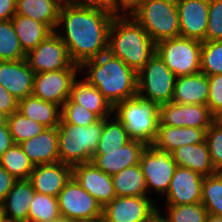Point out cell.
Wrapping results in <instances>:
<instances>
[{
  "mask_svg": "<svg viewBox=\"0 0 222 222\" xmlns=\"http://www.w3.org/2000/svg\"><path fill=\"white\" fill-rule=\"evenodd\" d=\"M156 207L148 196L116 197L103 207L101 222H144Z\"/></svg>",
  "mask_w": 222,
  "mask_h": 222,
  "instance_id": "5bb4252c",
  "label": "cell"
},
{
  "mask_svg": "<svg viewBox=\"0 0 222 222\" xmlns=\"http://www.w3.org/2000/svg\"><path fill=\"white\" fill-rule=\"evenodd\" d=\"M159 119L158 125L193 127L206 131L215 117L207 105L168 102L160 105Z\"/></svg>",
  "mask_w": 222,
  "mask_h": 222,
  "instance_id": "4fadbf2b",
  "label": "cell"
},
{
  "mask_svg": "<svg viewBox=\"0 0 222 222\" xmlns=\"http://www.w3.org/2000/svg\"><path fill=\"white\" fill-rule=\"evenodd\" d=\"M79 72L80 69H63L34 74L32 95L62 107Z\"/></svg>",
  "mask_w": 222,
  "mask_h": 222,
  "instance_id": "7c38bea8",
  "label": "cell"
},
{
  "mask_svg": "<svg viewBox=\"0 0 222 222\" xmlns=\"http://www.w3.org/2000/svg\"><path fill=\"white\" fill-rule=\"evenodd\" d=\"M116 197L148 196L140 164L129 166L112 176Z\"/></svg>",
  "mask_w": 222,
  "mask_h": 222,
  "instance_id": "f546056e",
  "label": "cell"
},
{
  "mask_svg": "<svg viewBox=\"0 0 222 222\" xmlns=\"http://www.w3.org/2000/svg\"><path fill=\"white\" fill-rule=\"evenodd\" d=\"M146 146L144 142L131 139L120 150L95 151L91 162L106 174L113 176L129 166L139 164Z\"/></svg>",
  "mask_w": 222,
  "mask_h": 222,
  "instance_id": "ac0fdd59",
  "label": "cell"
},
{
  "mask_svg": "<svg viewBox=\"0 0 222 222\" xmlns=\"http://www.w3.org/2000/svg\"><path fill=\"white\" fill-rule=\"evenodd\" d=\"M16 179L0 166V204L4 201Z\"/></svg>",
  "mask_w": 222,
  "mask_h": 222,
  "instance_id": "f6af8a7d",
  "label": "cell"
},
{
  "mask_svg": "<svg viewBox=\"0 0 222 222\" xmlns=\"http://www.w3.org/2000/svg\"><path fill=\"white\" fill-rule=\"evenodd\" d=\"M72 176L102 207L116 198L112 176L97 168L92 162L73 166Z\"/></svg>",
  "mask_w": 222,
  "mask_h": 222,
  "instance_id": "2e32d148",
  "label": "cell"
},
{
  "mask_svg": "<svg viewBox=\"0 0 222 222\" xmlns=\"http://www.w3.org/2000/svg\"><path fill=\"white\" fill-rule=\"evenodd\" d=\"M172 157L177 166L188 168L203 177L217 172L211 163L206 141L181 146L172 152Z\"/></svg>",
  "mask_w": 222,
  "mask_h": 222,
  "instance_id": "484cf974",
  "label": "cell"
},
{
  "mask_svg": "<svg viewBox=\"0 0 222 222\" xmlns=\"http://www.w3.org/2000/svg\"><path fill=\"white\" fill-rule=\"evenodd\" d=\"M131 16L155 44L180 36L176 0H144Z\"/></svg>",
  "mask_w": 222,
  "mask_h": 222,
  "instance_id": "8992f818",
  "label": "cell"
},
{
  "mask_svg": "<svg viewBox=\"0 0 222 222\" xmlns=\"http://www.w3.org/2000/svg\"><path fill=\"white\" fill-rule=\"evenodd\" d=\"M114 15L109 8L66 1L61 4L57 28L74 64L81 65L108 51L109 29Z\"/></svg>",
  "mask_w": 222,
  "mask_h": 222,
  "instance_id": "6da1fadb",
  "label": "cell"
},
{
  "mask_svg": "<svg viewBox=\"0 0 222 222\" xmlns=\"http://www.w3.org/2000/svg\"><path fill=\"white\" fill-rule=\"evenodd\" d=\"M11 21L25 54L33 50L53 32L47 24L37 22L29 17L15 14Z\"/></svg>",
  "mask_w": 222,
  "mask_h": 222,
  "instance_id": "f1b7e54d",
  "label": "cell"
},
{
  "mask_svg": "<svg viewBox=\"0 0 222 222\" xmlns=\"http://www.w3.org/2000/svg\"><path fill=\"white\" fill-rule=\"evenodd\" d=\"M72 177V166L62 162L35 165L29 180L35 192L58 196Z\"/></svg>",
  "mask_w": 222,
  "mask_h": 222,
  "instance_id": "d6986e66",
  "label": "cell"
},
{
  "mask_svg": "<svg viewBox=\"0 0 222 222\" xmlns=\"http://www.w3.org/2000/svg\"><path fill=\"white\" fill-rule=\"evenodd\" d=\"M57 129L60 162L72 167L91 162L101 138L103 118L85 127L61 119Z\"/></svg>",
  "mask_w": 222,
  "mask_h": 222,
  "instance_id": "277c9868",
  "label": "cell"
},
{
  "mask_svg": "<svg viewBox=\"0 0 222 222\" xmlns=\"http://www.w3.org/2000/svg\"><path fill=\"white\" fill-rule=\"evenodd\" d=\"M18 100L0 84V111L7 116L18 110Z\"/></svg>",
  "mask_w": 222,
  "mask_h": 222,
  "instance_id": "ee69618b",
  "label": "cell"
},
{
  "mask_svg": "<svg viewBox=\"0 0 222 222\" xmlns=\"http://www.w3.org/2000/svg\"><path fill=\"white\" fill-rule=\"evenodd\" d=\"M25 59L35 74L63 69H79V65L71 61L67 47L56 31L29 51Z\"/></svg>",
  "mask_w": 222,
  "mask_h": 222,
  "instance_id": "30bf717a",
  "label": "cell"
},
{
  "mask_svg": "<svg viewBox=\"0 0 222 222\" xmlns=\"http://www.w3.org/2000/svg\"><path fill=\"white\" fill-rule=\"evenodd\" d=\"M16 12V0H0V21L11 20Z\"/></svg>",
  "mask_w": 222,
  "mask_h": 222,
  "instance_id": "bcb514c9",
  "label": "cell"
},
{
  "mask_svg": "<svg viewBox=\"0 0 222 222\" xmlns=\"http://www.w3.org/2000/svg\"><path fill=\"white\" fill-rule=\"evenodd\" d=\"M200 66L207 76L222 74V40L202 41Z\"/></svg>",
  "mask_w": 222,
  "mask_h": 222,
  "instance_id": "8d00e7d4",
  "label": "cell"
},
{
  "mask_svg": "<svg viewBox=\"0 0 222 222\" xmlns=\"http://www.w3.org/2000/svg\"><path fill=\"white\" fill-rule=\"evenodd\" d=\"M215 121L222 125V110L215 116Z\"/></svg>",
  "mask_w": 222,
  "mask_h": 222,
  "instance_id": "11a10c76",
  "label": "cell"
},
{
  "mask_svg": "<svg viewBox=\"0 0 222 222\" xmlns=\"http://www.w3.org/2000/svg\"><path fill=\"white\" fill-rule=\"evenodd\" d=\"M14 144L8 125L0 126V157Z\"/></svg>",
  "mask_w": 222,
  "mask_h": 222,
  "instance_id": "7dc6e473",
  "label": "cell"
},
{
  "mask_svg": "<svg viewBox=\"0 0 222 222\" xmlns=\"http://www.w3.org/2000/svg\"><path fill=\"white\" fill-rule=\"evenodd\" d=\"M108 51L138 72L156 53V44L132 16H114Z\"/></svg>",
  "mask_w": 222,
  "mask_h": 222,
  "instance_id": "3957f363",
  "label": "cell"
},
{
  "mask_svg": "<svg viewBox=\"0 0 222 222\" xmlns=\"http://www.w3.org/2000/svg\"><path fill=\"white\" fill-rule=\"evenodd\" d=\"M205 141L213 167L216 171L222 172V125L214 120L206 130Z\"/></svg>",
  "mask_w": 222,
  "mask_h": 222,
  "instance_id": "ab89813d",
  "label": "cell"
},
{
  "mask_svg": "<svg viewBox=\"0 0 222 222\" xmlns=\"http://www.w3.org/2000/svg\"><path fill=\"white\" fill-rule=\"evenodd\" d=\"M201 203L208 213L222 216V172L204 177Z\"/></svg>",
  "mask_w": 222,
  "mask_h": 222,
  "instance_id": "d6a6232c",
  "label": "cell"
},
{
  "mask_svg": "<svg viewBox=\"0 0 222 222\" xmlns=\"http://www.w3.org/2000/svg\"><path fill=\"white\" fill-rule=\"evenodd\" d=\"M26 58L11 20L0 21V61H17Z\"/></svg>",
  "mask_w": 222,
  "mask_h": 222,
  "instance_id": "836d02e7",
  "label": "cell"
},
{
  "mask_svg": "<svg viewBox=\"0 0 222 222\" xmlns=\"http://www.w3.org/2000/svg\"><path fill=\"white\" fill-rule=\"evenodd\" d=\"M139 164L145 178L147 193L150 188L158 194L167 193L177 168L172 153L160 150L150 144L143 150Z\"/></svg>",
  "mask_w": 222,
  "mask_h": 222,
  "instance_id": "8fae6325",
  "label": "cell"
},
{
  "mask_svg": "<svg viewBox=\"0 0 222 222\" xmlns=\"http://www.w3.org/2000/svg\"><path fill=\"white\" fill-rule=\"evenodd\" d=\"M78 4L96 5L110 8L112 0H69Z\"/></svg>",
  "mask_w": 222,
  "mask_h": 222,
  "instance_id": "c3c4849f",
  "label": "cell"
},
{
  "mask_svg": "<svg viewBox=\"0 0 222 222\" xmlns=\"http://www.w3.org/2000/svg\"><path fill=\"white\" fill-rule=\"evenodd\" d=\"M35 190L29 179L16 180L1 206L8 222H28L30 202Z\"/></svg>",
  "mask_w": 222,
  "mask_h": 222,
  "instance_id": "7402d4cb",
  "label": "cell"
},
{
  "mask_svg": "<svg viewBox=\"0 0 222 222\" xmlns=\"http://www.w3.org/2000/svg\"><path fill=\"white\" fill-rule=\"evenodd\" d=\"M7 125L14 144H20L41 134L46 129L42 124L28 119L16 111L8 116Z\"/></svg>",
  "mask_w": 222,
  "mask_h": 222,
  "instance_id": "e575fe53",
  "label": "cell"
},
{
  "mask_svg": "<svg viewBox=\"0 0 222 222\" xmlns=\"http://www.w3.org/2000/svg\"><path fill=\"white\" fill-rule=\"evenodd\" d=\"M144 0H112L109 8L114 16H121L122 11L124 16H131L141 5ZM129 10V11H128Z\"/></svg>",
  "mask_w": 222,
  "mask_h": 222,
  "instance_id": "7bdbcfd3",
  "label": "cell"
},
{
  "mask_svg": "<svg viewBox=\"0 0 222 222\" xmlns=\"http://www.w3.org/2000/svg\"><path fill=\"white\" fill-rule=\"evenodd\" d=\"M61 119L65 123L85 127L98 121L100 118L69 98L61 107Z\"/></svg>",
  "mask_w": 222,
  "mask_h": 222,
  "instance_id": "f35d334b",
  "label": "cell"
},
{
  "mask_svg": "<svg viewBox=\"0 0 222 222\" xmlns=\"http://www.w3.org/2000/svg\"><path fill=\"white\" fill-rule=\"evenodd\" d=\"M209 96L207 106L215 117L222 110V74L208 76Z\"/></svg>",
  "mask_w": 222,
  "mask_h": 222,
  "instance_id": "b9f144b4",
  "label": "cell"
},
{
  "mask_svg": "<svg viewBox=\"0 0 222 222\" xmlns=\"http://www.w3.org/2000/svg\"><path fill=\"white\" fill-rule=\"evenodd\" d=\"M201 47L202 41L179 36L157 43L156 53L178 77L201 71Z\"/></svg>",
  "mask_w": 222,
  "mask_h": 222,
  "instance_id": "ba28073f",
  "label": "cell"
},
{
  "mask_svg": "<svg viewBox=\"0 0 222 222\" xmlns=\"http://www.w3.org/2000/svg\"><path fill=\"white\" fill-rule=\"evenodd\" d=\"M0 166H2L16 180L29 179L34 169L33 163L24 153L19 144H13L0 157Z\"/></svg>",
  "mask_w": 222,
  "mask_h": 222,
  "instance_id": "4dcf8cb0",
  "label": "cell"
},
{
  "mask_svg": "<svg viewBox=\"0 0 222 222\" xmlns=\"http://www.w3.org/2000/svg\"><path fill=\"white\" fill-rule=\"evenodd\" d=\"M205 136L204 129L158 125L157 135L152 145L172 153L181 146L204 142Z\"/></svg>",
  "mask_w": 222,
  "mask_h": 222,
  "instance_id": "cb8c5ba5",
  "label": "cell"
},
{
  "mask_svg": "<svg viewBox=\"0 0 222 222\" xmlns=\"http://www.w3.org/2000/svg\"><path fill=\"white\" fill-rule=\"evenodd\" d=\"M17 111L46 128L57 127L61 120V107L59 105L44 101L34 95L20 100Z\"/></svg>",
  "mask_w": 222,
  "mask_h": 222,
  "instance_id": "4316f807",
  "label": "cell"
},
{
  "mask_svg": "<svg viewBox=\"0 0 222 222\" xmlns=\"http://www.w3.org/2000/svg\"><path fill=\"white\" fill-rule=\"evenodd\" d=\"M86 81L94 85L114 107L117 103L137 96V72L109 51L83 62Z\"/></svg>",
  "mask_w": 222,
  "mask_h": 222,
  "instance_id": "7a4b0ae2",
  "label": "cell"
},
{
  "mask_svg": "<svg viewBox=\"0 0 222 222\" xmlns=\"http://www.w3.org/2000/svg\"><path fill=\"white\" fill-rule=\"evenodd\" d=\"M176 78L177 76L155 53L137 72V96L159 106L172 102Z\"/></svg>",
  "mask_w": 222,
  "mask_h": 222,
  "instance_id": "52a82bcc",
  "label": "cell"
},
{
  "mask_svg": "<svg viewBox=\"0 0 222 222\" xmlns=\"http://www.w3.org/2000/svg\"><path fill=\"white\" fill-rule=\"evenodd\" d=\"M34 74L26 59L0 61V84L18 101L32 95Z\"/></svg>",
  "mask_w": 222,
  "mask_h": 222,
  "instance_id": "ffe728a7",
  "label": "cell"
},
{
  "mask_svg": "<svg viewBox=\"0 0 222 222\" xmlns=\"http://www.w3.org/2000/svg\"><path fill=\"white\" fill-rule=\"evenodd\" d=\"M180 36L205 41L209 0H176Z\"/></svg>",
  "mask_w": 222,
  "mask_h": 222,
  "instance_id": "9a60e30c",
  "label": "cell"
},
{
  "mask_svg": "<svg viewBox=\"0 0 222 222\" xmlns=\"http://www.w3.org/2000/svg\"><path fill=\"white\" fill-rule=\"evenodd\" d=\"M59 213L77 222H101L102 205L72 176L57 196Z\"/></svg>",
  "mask_w": 222,
  "mask_h": 222,
  "instance_id": "9c48e42d",
  "label": "cell"
},
{
  "mask_svg": "<svg viewBox=\"0 0 222 222\" xmlns=\"http://www.w3.org/2000/svg\"><path fill=\"white\" fill-rule=\"evenodd\" d=\"M103 119V129L96 151L120 150L131 139L122 123L115 118Z\"/></svg>",
  "mask_w": 222,
  "mask_h": 222,
  "instance_id": "1f68e13d",
  "label": "cell"
},
{
  "mask_svg": "<svg viewBox=\"0 0 222 222\" xmlns=\"http://www.w3.org/2000/svg\"><path fill=\"white\" fill-rule=\"evenodd\" d=\"M209 96L208 76L201 71L176 78L173 103L207 105Z\"/></svg>",
  "mask_w": 222,
  "mask_h": 222,
  "instance_id": "603a6c76",
  "label": "cell"
},
{
  "mask_svg": "<svg viewBox=\"0 0 222 222\" xmlns=\"http://www.w3.org/2000/svg\"><path fill=\"white\" fill-rule=\"evenodd\" d=\"M206 222H222V216L213 215L208 213L206 217Z\"/></svg>",
  "mask_w": 222,
  "mask_h": 222,
  "instance_id": "f907efd6",
  "label": "cell"
},
{
  "mask_svg": "<svg viewBox=\"0 0 222 222\" xmlns=\"http://www.w3.org/2000/svg\"><path fill=\"white\" fill-rule=\"evenodd\" d=\"M8 116L0 111V126L7 125Z\"/></svg>",
  "mask_w": 222,
  "mask_h": 222,
  "instance_id": "f5cc1de1",
  "label": "cell"
},
{
  "mask_svg": "<svg viewBox=\"0 0 222 222\" xmlns=\"http://www.w3.org/2000/svg\"><path fill=\"white\" fill-rule=\"evenodd\" d=\"M222 40V0H209L205 41Z\"/></svg>",
  "mask_w": 222,
  "mask_h": 222,
  "instance_id": "60d3db41",
  "label": "cell"
},
{
  "mask_svg": "<svg viewBox=\"0 0 222 222\" xmlns=\"http://www.w3.org/2000/svg\"><path fill=\"white\" fill-rule=\"evenodd\" d=\"M114 116L122 123L132 140L150 145L154 142L158 124L160 106L138 96L126 99L114 106Z\"/></svg>",
  "mask_w": 222,
  "mask_h": 222,
  "instance_id": "5b68a950",
  "label": "cell"
},
{
  "mask_svg": "<svg viewBox=\"0 0 222 222\" xmlns=\"http://www.w3.org/2000/svg\"><path fill=\"white\" fill-rule=\"evenodd\" d=\"M59 215L56 197L35 192L29 206L28 222H52Z\"/></svg>",
  "mask_w": 222,
  "mask_h": 222,
  "instance_id": "d590c367",
  "label": "cell"
},
{
  "mask_svg": "<svg viewBox=\"0 0 222 222\" xmlns=\"http://www.w3.org/2000/svg\"><path fill=\"white\" fill-rule=\"evenodd\" d=\"M0 222H8L1 204H0Z\"/></svg>",
  "mask_w": 222,
  "mask_h": 222,
  "instance_id": "db71d44e",
  "label": "cell"
},
{
  "mask_svg": "<svg viewBox=\"0 0 222 222\" xmlns=\"http://www.w3.org/2000/svg\"><path fill=\"white\" fill-rule=\"evenodd\" d=\"M60 0H16V15L47 24L53 31L58 25Z\"/></svg>",
  "mask_w": 222,
  "mask_h": 222,
  "instance_id": "83f0119b",
  "label": "cell"
},
{
  "mask_svg": "<svg viewBox=\"0 0 222 222\" xmlns=\"http://www.w3.org/2000/svg\"><path fill=\"white\" fill-rule=\"evenodd\" d=\"M52 222H77L71 218L59 215L55 220H53Z\"/></svg>",
  "mask_w": 222,
  "mask_h": 222,
  "instance_id": "816d5d0a",
  "label": "cell"
},
{
  "mask_svg": "<svg viewBox=\"0 0 222 222\" xmlns=\"http://www.w3.org/2000/svg\"><path fill=\"white\" fill-rule=\"evenodd\" d=\"M33 165L59 162L58 129L46 128L41 134L19 144Z\"/></svg>",
  "mask_w": 222,
  "mask_h": 222,
  "instance_id": "44dd1931",
  "label": "cell"
},
{
  "mask_svg": "<svg viewBox=\"0 0 222 222\" xmlns=\"http://www.w3.org/2000/svg\"><path fill=\"white\" fill-rule=\"evenodd\" d=\"M69 98L84 108L95 113L99 118H111L114 107L94 86L89 84L85 78L78 81L75 79L72 83Z\"/></svg>",
  "mask_w": 222,
  "mask_h": 222,
  "instance_id": "d4e9b609",
  "label": "cell"
},
{
  "mask_svg": "<svg viewBox=\"0 0 222 222\" xmlns=\"http://www.w3.org/2000/svg\"><path fill=\"white\" fill-rule=\"evenodd\" d=\"M144 222H169L167 217L161 215L159 208L156 207L154 211L147 217Z\"/></svg>",
  "mask_w": 222,
  "mask_h": 222,
  "instance_id": "681fc988",
  "label": "cell"
},
{
  "mask_svg": "<svg viewBox=\"0 0 222 222\" xmlns=\"http://www.w3.org/2000/svg\"><path fill=\"white\" fill-rule=\"evenodd\" d=\"M204 177L185 168L175 169L170 186L166 193V205H186L201 202L202 183Z\"/></svg>",
  "mask_w": 222,
  "mask_h": 222,
  "instance_id": "e0dca14e",
  "label": "cell"
},
{
  "mask_svg": "<svg viewBox=\"0 0 222 222\" xmlns=\"http://www.w3.org/2000/svg\"><path fill=\"white\" fill-rule=\"evenodd\" d=\"M169 222H206L208 212L201 202L186 205H167Z\"/></svg>",
  "mask_w": 222,
  "mask_h": 222,
  "instance_id": "74e56055",
  "label": "cell"
}]
</instances>
